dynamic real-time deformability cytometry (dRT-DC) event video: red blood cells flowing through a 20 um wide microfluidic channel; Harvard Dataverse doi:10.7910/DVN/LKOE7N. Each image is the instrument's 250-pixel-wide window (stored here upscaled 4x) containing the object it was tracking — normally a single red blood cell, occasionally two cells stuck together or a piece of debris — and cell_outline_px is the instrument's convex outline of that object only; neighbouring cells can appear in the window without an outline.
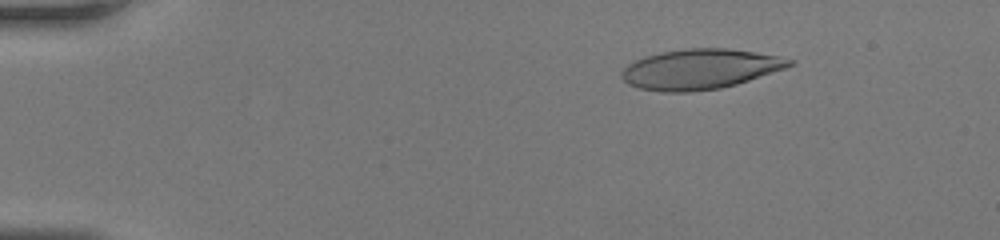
{"species": "human", "species_latin": "Homo sapiens", "temperature_condition": "room temperature", "stored_images_in_passage": 42, "camera_frame_rate_fps": 3000, "um_per_image_px": 0.085, "donor": {"sex": "female"}, "frame": {"image": 1, "passage_image": 2, "time_ms": 0.333, "image_size_px": [1000, 240], "cell_outline_px": [[796, 60], [792, 64], [784, 68], [736, 84], [720, 88], [688, 92], [664, 92], [640, 88], [628, 84], [620, 76], [620, 72], [628, 64], [644, 56], [660, 52], [688, 48], [724, 48], [780, 56]], "centroid_in_image_um": [59.46, 5.87], "position_along_channel_um": 25.5, "area_um2": 38.9}}
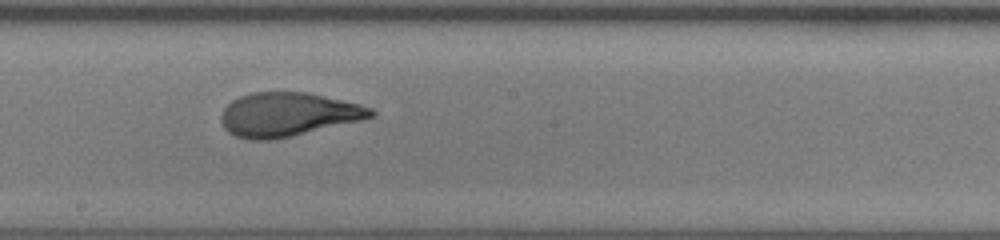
{"frame": {"image": 2, "passage_image": 22, "time_ms": 7.0, "image_size_px": [1000, 240], "cell_outline_px": [[376, 112], [372, 116], [364, 120], [292, 136], [272, 140], [248, 140], [236, 136], [228, 132], [224, 128], [220, 120], [220, 116], [224, 108], [232, 100], [240, 96], [252, 92], [308, 92], [360, 104], [372, 108]], "centroid_in_image_um": [24.47, 9.73], "position_along_channel_um": 223.7, "area_um2": 38.49}}
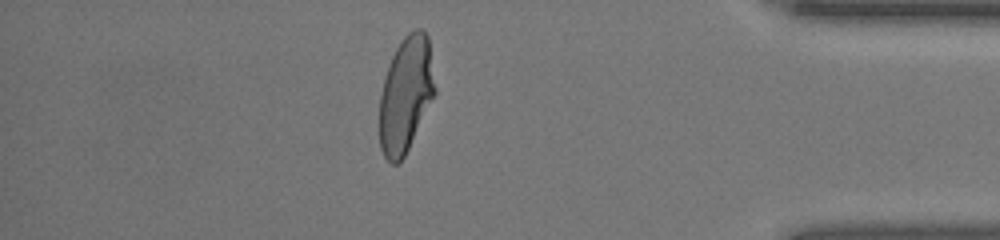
{"frame": {"image": 3, "passage_image": 36, "time_ms": 11.667, "image_size_px": [1000, 240], "cell_outline_px": [[436, 92], [404, 156], [396, 164], [392, 164], [384, 156], [380, 148], [380, 96], [384, 76], [388, 64], [400, 40], [408, 32], [416, 28], [420, 28], [428, 36], [436, 88]], "centroid_in_image_um": [34.49, 7.99], "position_along_channel_um": 400.7, "area_um2": 37.22}}